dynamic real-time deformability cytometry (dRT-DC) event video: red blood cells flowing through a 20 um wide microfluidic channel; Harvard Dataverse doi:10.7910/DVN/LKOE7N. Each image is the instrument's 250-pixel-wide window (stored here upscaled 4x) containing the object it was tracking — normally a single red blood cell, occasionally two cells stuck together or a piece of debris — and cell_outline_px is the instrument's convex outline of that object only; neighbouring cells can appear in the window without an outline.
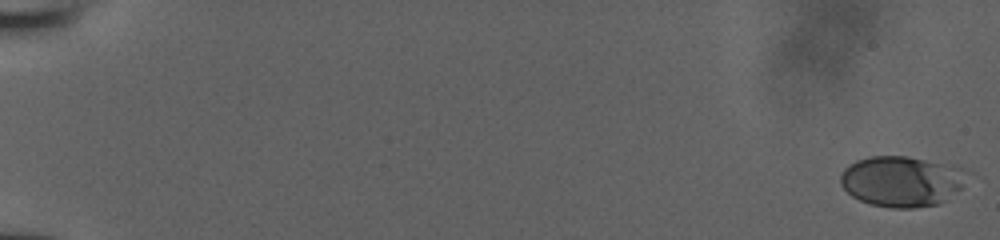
{"species": "human", "species_latin": "Homo sapiens", "temperature_condition": "room temperature", "stored_images_in_passage": 31, "camera_frame_rate_fps": 3000, "um_per_image_px": 0.085, "donor": {"sex": "male"}, "frame": {"image": 1, "passage_image": 1, "time_ms": 0.0, "image_size_px": [1000, 240], "cell_outline_px": [[972, 172], [960, 188], [940, 204], [912, 208], [892, 208], [872, 204], [860, 200], [852, 196], [840, 184], [840, 176], [844, 168], [848, 164], [856, 160], [868, 156], [908, 156], [968, 168]], "centroid_in_image_um": [76.68, 15.39], "position_along_channel_um": 8.3, "area_um2": 37.8}}
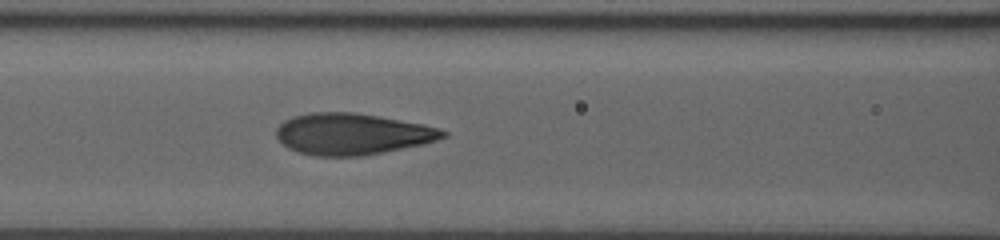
{"frame": {"image": 2, "passage_image": 22, "time_ms": 7.0, "image_size_px": [1000, 240], "cell_outline_px": [[448, 136], [424, 144], [364, 156], [316, 156], [300, 152], [288, 148], [276, 136], [276, 128], [284, 120], [292, 116], [312, 112], [352, 112], [424, 124], [440, 128], [448, 132]], "centroid_in_image_um": [29.95, 11.39], "position_along_channel_um": 136.6, "area_um2": 40.23}}
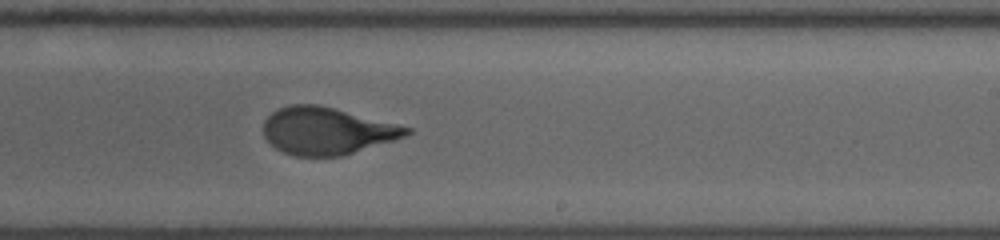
{"frame": {"image": 3, "passage_image": 31, "time_ms": 10.0, "image_size_px": [1000, 240], "cell_outline_px": [[412, 132], [404, 136], [392, 140], [340, 156], [292, 156], [276, 148], [264, 136], [264, 120], [272, 112], [280, 108], [292, 104], [320, 104], [412, 128]], "centroid_in_image_um": [27.75, 11.11], "position_along_channel_um": 261.3, "area_um2": 38.9}}